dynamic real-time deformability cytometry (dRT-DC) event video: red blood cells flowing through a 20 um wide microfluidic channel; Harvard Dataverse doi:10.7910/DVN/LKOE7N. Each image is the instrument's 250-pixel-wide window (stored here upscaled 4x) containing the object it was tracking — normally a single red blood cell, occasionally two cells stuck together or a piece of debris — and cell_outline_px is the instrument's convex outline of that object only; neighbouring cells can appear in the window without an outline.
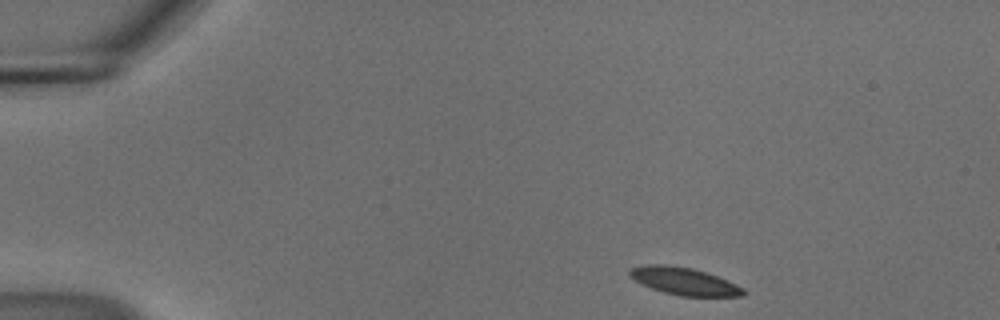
{"species": "common noctule bat (a hibernating species)", "species_latin": "Nyctalus noctula", "temperature_condition": "cold", "stored_images_in_passage": 47, "camera_frame_rate_fps": 3000, "um_per_image_px": 0.085, "animal": {"sex": "male", "body_mass_g": 18.8}, "frame": {"image": 1, "passage_image": 1, "time_ms": 0.0, "image_size_px": [1000, 320], "cell_outline_px": [[748, 292], [744, 296], [680, 296], [664, 292], [652, 288], [628, 276], [628, 272], [632, 268], [648, 264], [664, 264], [692, 268], [716, 276], [736, 284], [744, 288]], "centroid_in_image_um": [58.18, 23.91], "position_along_channel_um": 26.8, "area_um2": 17.98}}
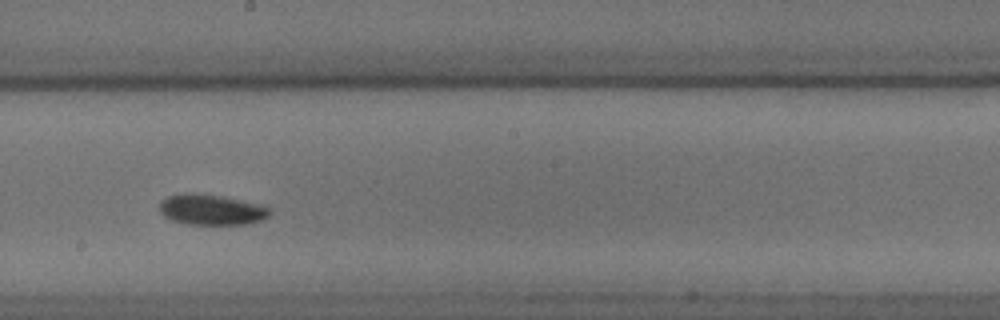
{"frame": {"image": 2, "passage_image": 24, "time_ms": 7.667, "image_size_px": [1000, 320], "cell_outline_px": [[272, 212], [264, 220], [248, 224], [184, 224], [172, 220], [164, 216], [160, 212], [160, 200], [168, 196], [184, 192], [220, 196], [260, 204], [268, 208]], "centroid_in_image_um": [17.96, 17.83], "position_along_channel_um": 230.2, "area_um2": 19.65}}
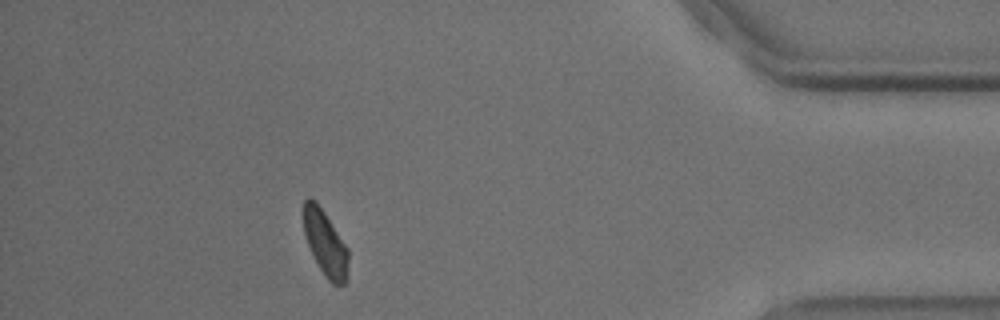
{"frame": {"image": 3, "passage_image": 42, "time_ms": 13.667, "image_size_px": [1000, 320], "cell_outline_px": [[348, 280], [344, 284], [332, 284], [328, 280], [320, 268], [304, 236], [304, 200], [308, 196], [316, 200], [348, 248]], "centroid_in_image_um": [27.67, 20.67], "position_along_channel_um": 407.5, "area_um2": 16.94}, "authors_computed_cell_mechanics": {"area_um2": 18.4382, "velocity_mm_per_s": 3.6743, "shape_relaxation_time_tau1_ms": 3.1021, "shape_relaxation_time_tau2_ms": null, "deformation_change_tau1": 0.0813, "deformation_change_tau2": null}}